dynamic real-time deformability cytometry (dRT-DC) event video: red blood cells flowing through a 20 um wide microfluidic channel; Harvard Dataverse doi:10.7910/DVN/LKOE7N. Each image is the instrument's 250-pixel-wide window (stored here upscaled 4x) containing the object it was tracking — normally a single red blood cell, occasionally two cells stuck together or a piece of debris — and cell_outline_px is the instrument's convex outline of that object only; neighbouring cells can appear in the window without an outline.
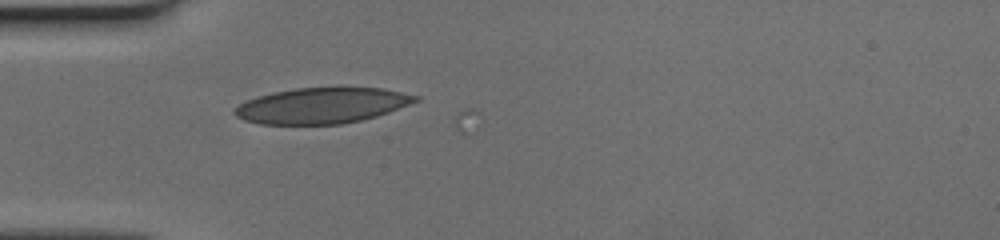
{"species": "human", "species_latin": "Homo sapiens", "temperature_condition": "cold", "stored_images_in_passage": 6, "camera_frame_rate_fps": 3000, "um_per_image_px": 0.085, "donor": {"sex": "female"}, "frame": {"image": 1, "passage_image": 3, "time_ms": 0.667, "image_size_px": [1000, 240], "cell_outline_px": [[420, 100], [388, 112], [376, 116], [360, 120], [340, 124], [260, 124], [244, 120], [236, 116], [232, 112], [232, 108], [248, 100], [272, 92], [296, 88], [384, 88], [420, 96]], "centroid_in_image_um": [27.35, 8.97], "position_along_channel_um": 57.7, "area_um2": 37.4}}